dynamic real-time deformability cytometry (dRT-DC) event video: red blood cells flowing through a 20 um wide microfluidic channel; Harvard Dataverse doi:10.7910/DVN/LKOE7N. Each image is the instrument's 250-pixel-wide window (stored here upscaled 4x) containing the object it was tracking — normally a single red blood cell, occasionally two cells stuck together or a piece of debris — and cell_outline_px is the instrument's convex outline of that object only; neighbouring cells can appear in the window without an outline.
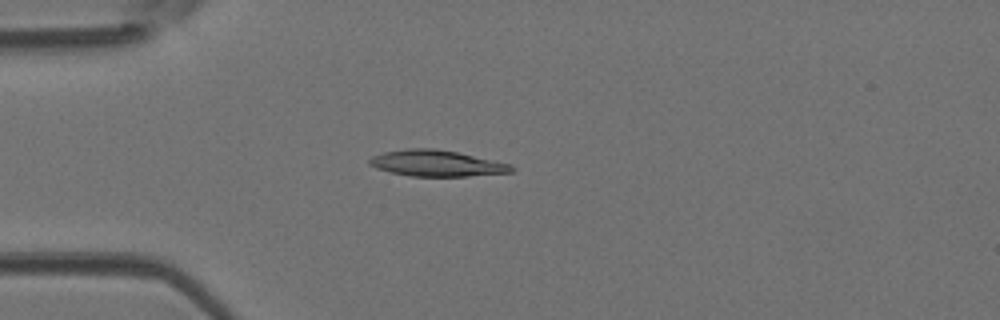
{"species": "Egyptian fruit bat (a non-hibernating species)", "species_latin": "Rousettus aegyptiacus", "temperature_condition": "room temperature", "stored_images_in_passage": 40, "camera_frame_rate_fps": 3000, "um_per_image_px": 0.085, "animal": {"sex": "female"}, "frame": {"image": 1, "passage_image": 6, "time_ms": 1.667, "image_size_px": [1000, 320], "cell_outline_px": [[516, 168], [512, 172], [468, 176], [412, 176], [392, 172], [376, 168], [368, 164], [368, 160], [372, 156], [384, 152], [408, 148], [436, 148], [456, 152], [512, 164]], "centroid_in_image_um": [37.12, 13.87], "position_along_channel_um": 47.9, "area_um2": 21.56}}
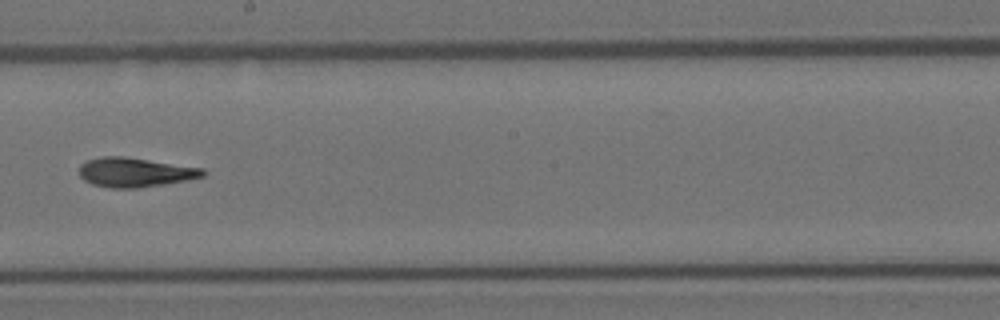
{"frame": {"image": 2, "passage_image": 20, "time_ms": 6.333, "image_size_px": [1000, 320], "cell_outline_px": [[208, 172], [204, 176], [164, 184], [136, 188], [112, 188], [92, 184], [84, 180], [80, 176], [80, 164], [88, 160], [100, 156], [124, 156], [204, 168]], "centroid_in_image_um": [11.48, 14.64], "position_along_channel_um": 236.7, "area_um2": 21.15}}
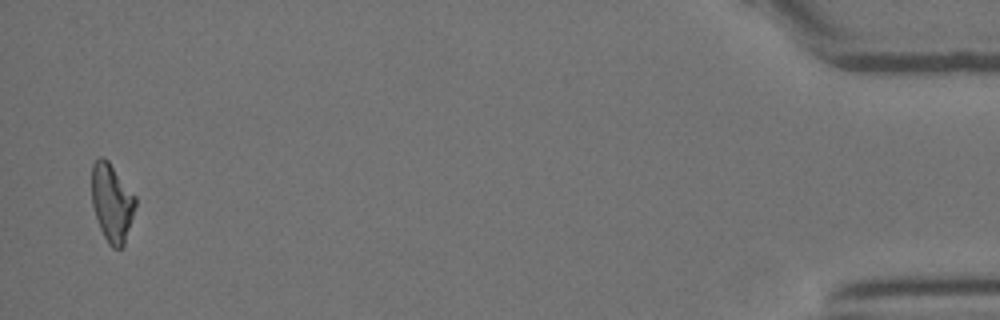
{"frame": {"image": 3, "passage_image": 39, "time_ms": 12.667, "image_size_px": [1000, 320], "cell_outline_px": [[136, 204], [124, 244], [120, 248], [112, 248], [108, 244], [100, 228], [92, 204], [92, 164], [100, 156], [104, 156], [108, 160], [136, 196]], "centroid_in_image_um": [9.51, 17.2], "position_along_channel_um": 425.7, "area_um2": 19.77}}